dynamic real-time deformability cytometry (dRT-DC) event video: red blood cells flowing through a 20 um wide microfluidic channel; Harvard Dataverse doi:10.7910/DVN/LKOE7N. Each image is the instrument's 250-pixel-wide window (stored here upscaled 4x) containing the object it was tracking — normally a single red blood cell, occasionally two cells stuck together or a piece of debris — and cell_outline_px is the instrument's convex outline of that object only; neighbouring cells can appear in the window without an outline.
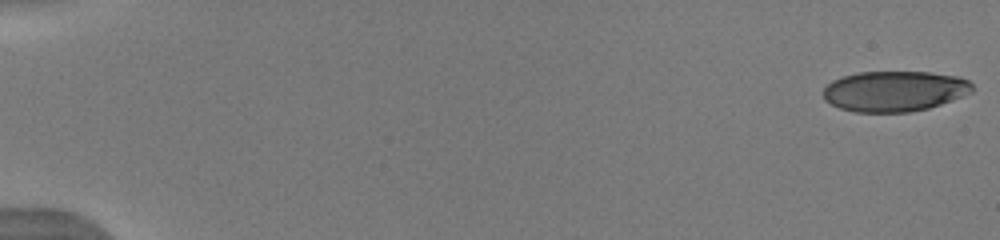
{"species": "human", "species_latin": "Homo sapiens", "temperature_condition": "warm", "stored_images_in_passage": 52, "camera_frame_rate_fps": 3000, "um_per_image_px": 0.085, "donor": {"sex": "male"}, "frame": {"image": 1, "passage_image": 1, "time_ms": 0.0, "image_size_px": [1000, 240], "cell_outline_px": [[972, 92], [952, 100], [928, 108], [908, 112], [856, 112], [840, 108], [824, 100], [824, 88], [832, 80], [844, 76], [860, 72], [928, 72], [960, 76], [968, 80], [972, 84]], "centroid_in_image_um": [76.04, 7.74], "position_along_channel_um": 9.0, "area_um2": 35.08}}
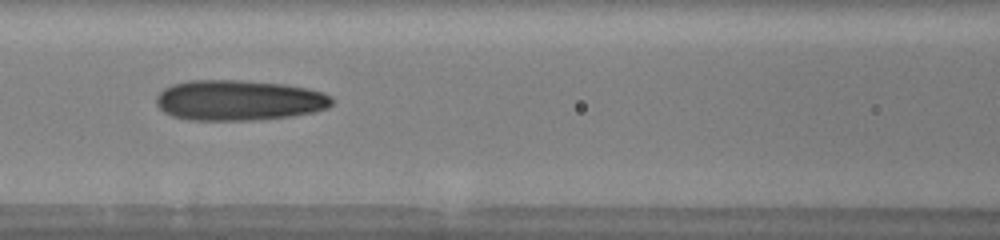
{"frame": {"image": 2, "passage_image": 25, "time_ms": 8.0, "image_size_px": [1000, 240], "cell_outline_px": [[332, 104], [328, 108], [312, 112], [292, 116], [256, 120], [188, 120], [172, 116], [164, 112], [156, 104], [156, 96], [164, 88], [172, 84], [188, 80], [244, 80], [284, 84], [308, 88], [324, 92], [332, 96]], "centroid_in_image_um": [20.3, 8.52], "position_along_channel_um": 146.3, "area_um2": 41.79}}
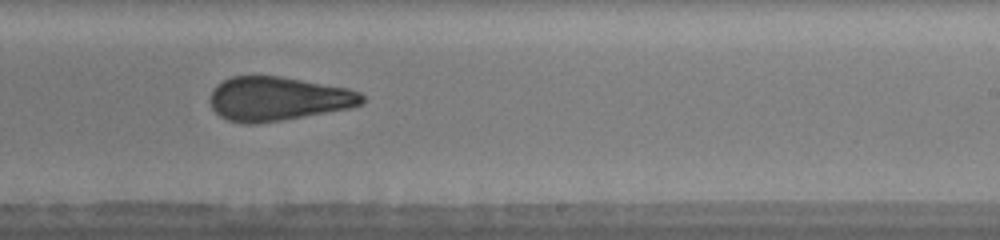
{"frame": {"image": 3, "passage_image": 34, "time_ms": 11.0, "image_size_px": [1000, 240], "cell_outline_px": [[364, 104], [348, 108], [280, 120], [252, 124], [244, 124], [228, 120], [220, 116], [212, 108], [208, 100], [212, 88], [216, 84], [232, 76], [280, 76], [348, 88], [360, 92], [364, 96]], "centroid_in_image_um": [23.58, 8.38], "position_along_channel_um": 265.4, "area_um2": 38.9}, "authors_computed_cell_mechanics": {"area_um2": 38.2347, "velocity_mm_per_s": 3.9735, "shape_relaxation_time_tau1_ms": 10.7356, "shape_relaxation_time_tau2_ms": 2.1957, "deformation_change_tau1": 0.3081, "deformation_change_tau2": 0.1102}}